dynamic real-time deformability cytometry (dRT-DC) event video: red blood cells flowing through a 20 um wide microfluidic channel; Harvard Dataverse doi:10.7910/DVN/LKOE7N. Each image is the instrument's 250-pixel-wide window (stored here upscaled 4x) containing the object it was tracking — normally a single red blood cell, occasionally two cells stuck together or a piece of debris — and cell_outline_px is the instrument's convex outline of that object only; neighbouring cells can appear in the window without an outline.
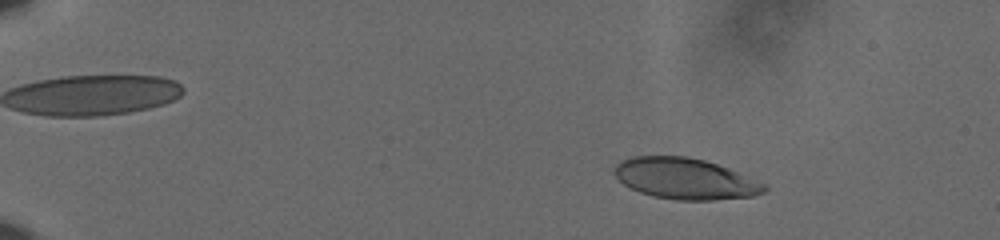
{"species": "human", "species_latin": "Homo sapiens", "temperature_condition": "cold", "stored_images_in_passage": 59, "camera_frame_rate_fps": 3000, "um_per_image_px": 0.085, "donor": {"sex": "male"}, "frame": {"image": 1, "passage_image": 10, "time_ms": 3.0, "image_size_px": [1000, 240], "cell_outline_px": [[768, 188], [764, 192], [752, 196], [712, 200], [676, 200], [652, 196], [640, 192], [624, 184], [612, 172], [616, 164], [620, 160], [632, 156], [688, 156], [704, 160], [740, 172], [768, 184]], "centroid_in_image_um": [58.26, 15.18], "position_along_channel_um": 26.7, "area_um2": 36.07}}
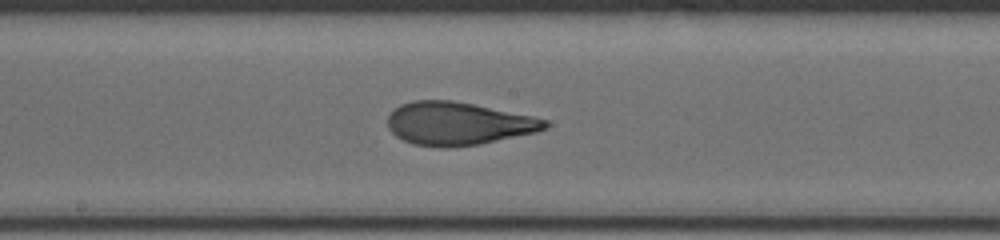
{"frame": {"image": 2, "passage_image": 35, "time_ms": 11.333, "image_size_px": [1000, 240], "cell_outline_px": [[548, 128], [536, 132], [480, 144], [448, 148], [440, 148], [412, 144], [396, 136], [388, 128], [388, 116], [400, 104], [416, 100], [452, 100], [532, 116], [548, 120]], "centroid_in_image_um": [38.93, 10.51], "position_along_channel_um": 209.3, "area_um2": 39.36}}
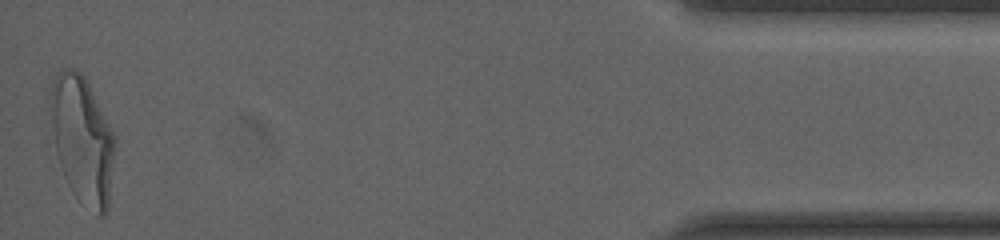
{"frame": {"image": 3, "passage_image": 59, "time_ms": 19.333, "image_size_px": [1000, 240], "cell_outline_px": [[116, 140], [108, 208], [104, 216], [96, 216], [72, 192], [64, 176], [56, 152], [48, 104], [48, 92], [60, 68], [76, 68], [84, 76], [116, 136]], "centroid_in_image_um": [6.99, 11.85], "position_along_channel_um": 428.2, "area_um2": 48.09}, "authors_computed_cell_mechanics": {"area_um2": 38.6682, "velocity_mm_per_s": 3.6162, "shape_relaxation_time_tau1_ms": 5.3478, "shape_relaxation_time_tau2_ms": 1.0477, "deformation_change_tau1": 0.2092, "deformation_change_tau2": 0.0912}}